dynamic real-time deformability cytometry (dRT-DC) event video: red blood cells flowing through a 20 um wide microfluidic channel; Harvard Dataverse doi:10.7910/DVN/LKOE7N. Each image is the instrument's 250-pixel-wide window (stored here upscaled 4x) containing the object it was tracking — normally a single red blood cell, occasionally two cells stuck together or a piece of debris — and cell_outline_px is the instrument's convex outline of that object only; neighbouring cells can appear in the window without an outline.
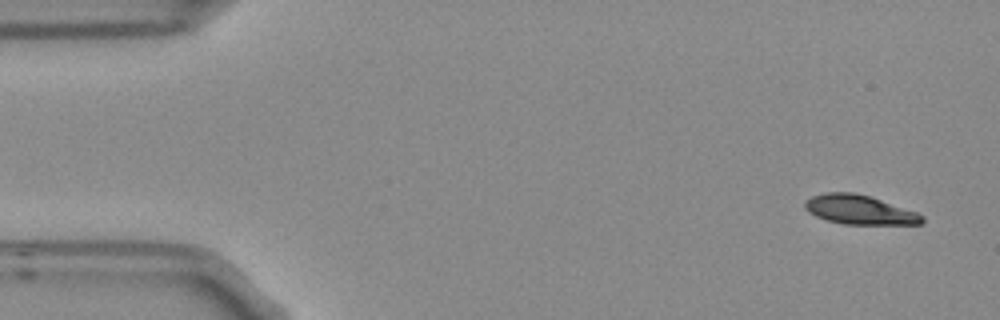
{"species": "Egyptian fruit bat (a non-hibernating species)", "species_latin": "Rousettus aegyptiacus", "temperature_condition": "room temperature", "stored_images_in_passage": 9, "camera_frame_rate_fps": 3000, "um_per_image_px": 0.085, "frame": {"image": 1, "passage_image": 1, "time_ms": 0.0, "image_size_px": [1000, 320], "cell_outline_px": [[924, 220], [920, 224], [844, 224], [824, 220], [808, 212], [804, 208], [804, 200], [812, 196], [824, 192], [852, 192], [868, 196], [916, 212], [924, 216]], "centroid_in_image_um": [72.98, 17.83], "position_along_channel_um": 12.0, "area_um2": 19.88}}
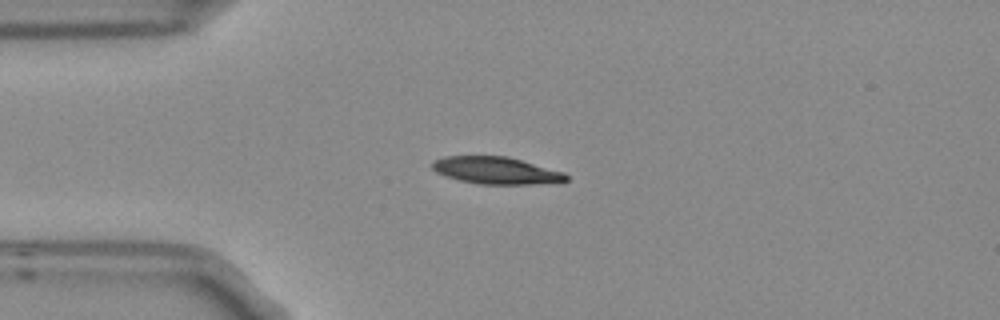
{"frame": {"image": 2, "passage_image": 4, "time_ms": 1.0, "image_size_px": [1000, 320], "cell_outline_px": [[568, 180], [560, 184], [480, 184], [460, 180], [436, 172], [432, 168], [432, 160], [444, 156], [508, 156], [564, 172], [568, 176]], "centroid_in_image_um": [42.24, 14.5], "position_along_channel_um": 42.8, "area_um2": 21.39}}
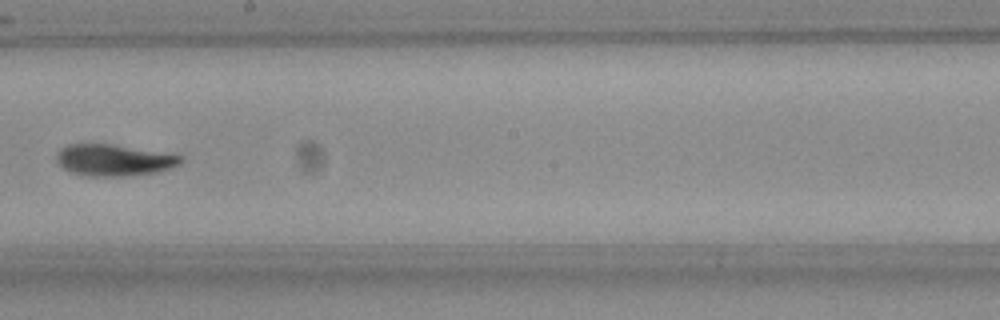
{"frame": {"image": 3, "passage_image": 9, "time_ms": 2.667, "image_size_px": [1000, 320], "cell_outline_px": [[184, 160], [180, 164], [172, 168], [156, 172], [120, 176], [84, 176], [68, 172], [56, 160], [56, 156], [60, 148], [68, 144], [112, 144], [180, 156]], "centroid_in_image_um": [9.62, 13.62], "position_along_channel_um": 238.6, "area_um2": 22.6}}